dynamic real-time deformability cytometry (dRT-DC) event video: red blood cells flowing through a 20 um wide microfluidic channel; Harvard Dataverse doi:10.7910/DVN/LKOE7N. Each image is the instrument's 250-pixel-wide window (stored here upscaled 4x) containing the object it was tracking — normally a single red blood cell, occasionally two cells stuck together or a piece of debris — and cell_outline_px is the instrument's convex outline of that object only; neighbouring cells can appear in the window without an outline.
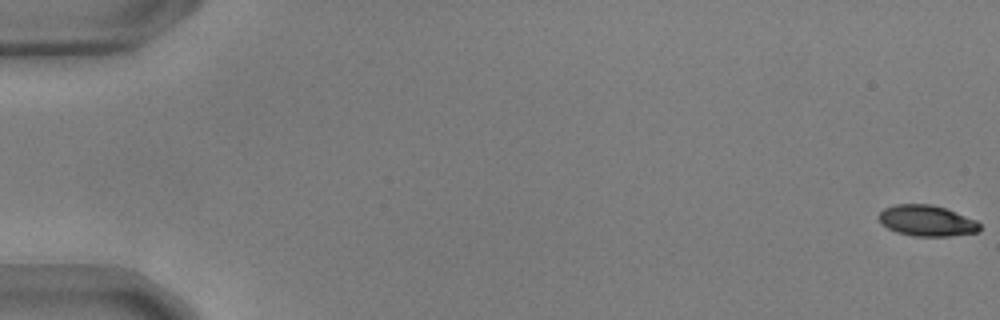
{"species": "common noctule bat (a hibernating species)", "species_latin": "Nyctalus noctula", "temperature_condition": "warm", "stored_images_in_passage": 19, "camera_frame_rate_fps": 3000, "um_per_image_px": 0.085, "animal": {"sex": "male", "body_mass_g": 17.9, "forearm_length_mm": 54.2}, "frame": {"image": 1, "passage_image": 1, "time_ms": 0.0, "image_size_px": [1000, 320], "cell_outline_px": [[980, 232], [948, 236], [912, 236], [896, 232], [880, 224], [876, 216], [884, 208], [896, 204], [932, 204], [944, 208], [976, 220], [980, 224]], "centroid_in_image_um": [78.73, 18.76], "position_along_channel_um": 6.3, "area_um2": 18.32}}
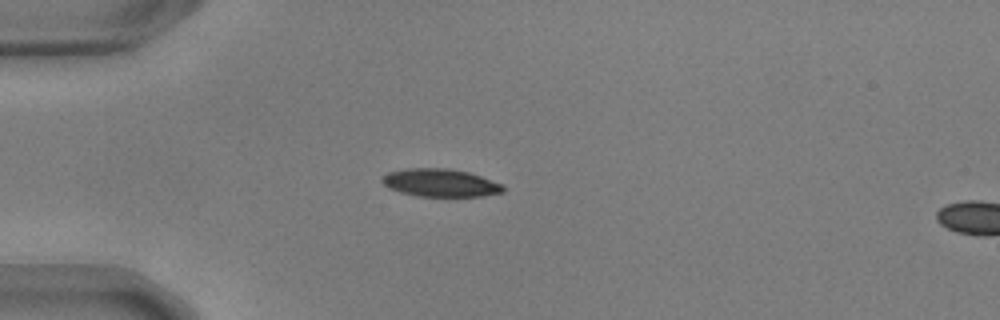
{"frame": {"image": 2, "passage_image": 16, "time_ms": 5.0, "image_size_px": [1000, 320], "cell_outline_px": [[504, 192], [484, 196], [416, 196], [400, 192], [384, 184], [380, 180], [380, 176], [388, 172], [408, 168], [448, 168], [468, 172], [504, 184]], "centroid_in_image_um": [37.44, 15.53], "position_along_channel_um": 47.6, "area_um2": 19.71}}